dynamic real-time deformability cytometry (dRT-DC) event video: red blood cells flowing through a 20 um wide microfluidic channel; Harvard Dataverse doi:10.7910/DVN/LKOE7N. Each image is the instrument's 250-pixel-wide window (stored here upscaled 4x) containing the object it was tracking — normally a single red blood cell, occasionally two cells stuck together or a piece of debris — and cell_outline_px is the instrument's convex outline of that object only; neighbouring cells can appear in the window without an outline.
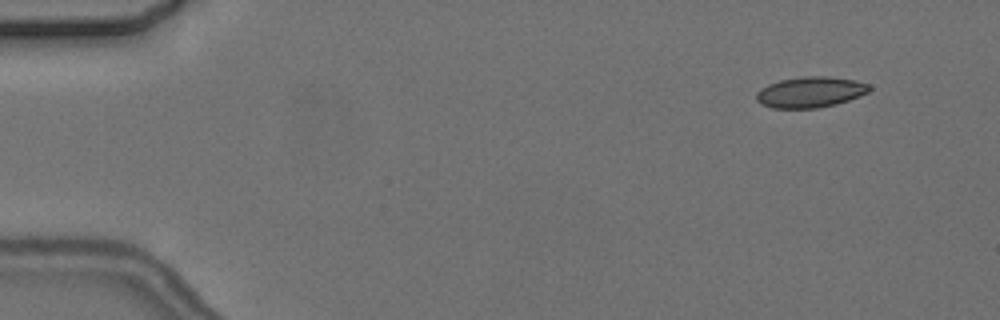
{"species": "common noctule bat (a hibernating species)", "species_latin": "Nyctalus noctula", "temperature_condition": "cold", "stored_images_in_passage": 7, "camera_frame_rate_fps": 3000, "um_per_image_px": 0.085, "animal": {"sex": "female", "body_mass_g": 24.6, "forearm_length_mm": 56.2}, "frame": {"image": 1, "passage_image": 1, "time_ms": 0.0, "image_size_px": [1000, 320], "cell_outline_px": [[872, 88], [868, 92], [860, 96], [836, 104], [816, 108], [772, 108], [760, 104], [756, 100], [756, 92], [760, 88], [768, 84], [780, 80], [804, 76], [828, 76], [856, 80], [868, 84]], "centroid_in_image_um": [68.86, 7.83], "position_along_channel_um": 16.1, "area_um2": 20.4}}
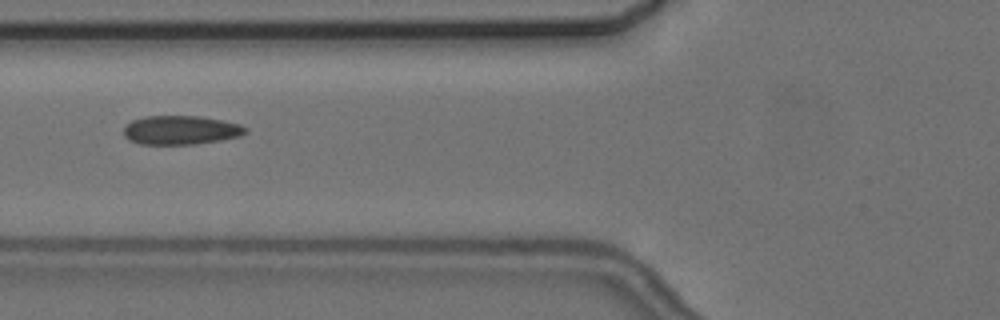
{"frame": {"image": 2, "passage_image": 6, "time_ms": 5.667, "image_size_px": [1000, 320], "cell_outline_px": [[248, 132], [240, 136], [220, 140], [196, 144], [140, 144], [128, 140], [124, 136], [124, 124], [132, 120], [144, 116], [200, 116], [224, 120], [240, 124], [248, 128]], "centroid_in_image_um": [15.36, 11.05], "position_along_channel_um": 110.4, "area_um2": 20.81}}
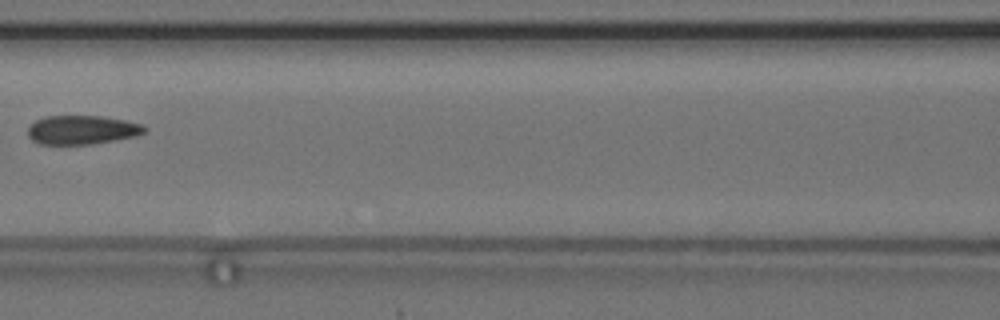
{"frame": {"image": 3, "passage_image": 7, "time_ms": 7.0, "image_size_px": [1000, 320], "cell_outline_px": [[148, 128], [144, 132], [136, 136], [92, 144], [40, 144], [32, 140], [28, 136], [28, 128], [36, 120], [44, 116], [100, 116], [124, 120], [144, 124]], "centroid_in_image_um": [6.98, 11.04], "position_along_channel_um": 159.6, "area_um2": 19.65}}